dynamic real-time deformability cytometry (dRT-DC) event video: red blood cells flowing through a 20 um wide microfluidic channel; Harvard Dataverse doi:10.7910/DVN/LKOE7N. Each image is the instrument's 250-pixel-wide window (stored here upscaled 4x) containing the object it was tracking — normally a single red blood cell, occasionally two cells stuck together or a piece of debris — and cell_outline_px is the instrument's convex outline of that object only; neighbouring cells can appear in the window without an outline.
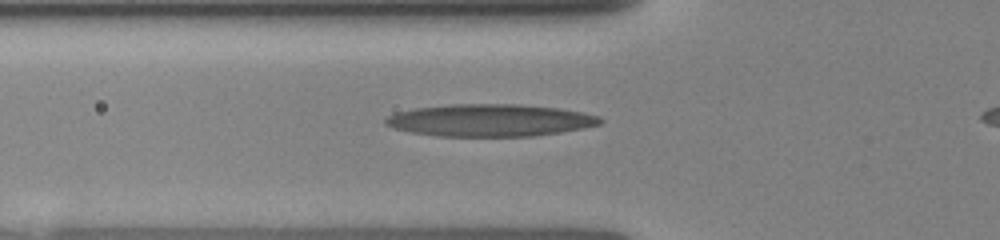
{"species": "human", "species_latin": "Homo sapiens", "temperature_condition": "room temperature", "stored_images_in_passage": 20, "camera_frame_rate_fps": 3000, "um_per_image_px": 0.085, "donor": {"sex": "female"}, "frame": {"image": 1, "passage_image": 2, "time_ms": 0.333, "image_size_px": [1000, 240], "cell_outline_px": [[604, 120], [600, 124], [584, 128], [560, 132], [532, 136], [436, 136], [412, 132], [396, 128], [384, 124], [384, 120], [388, 116], [396, 112], [416, 108], [452, 104], [520, 104], [556, 108], [580, 112], [600, 116]], "centroid_in_image_um": [41.66, 10.22], "position_along_channel_um": 84.1, "area_um2": 40.17}}
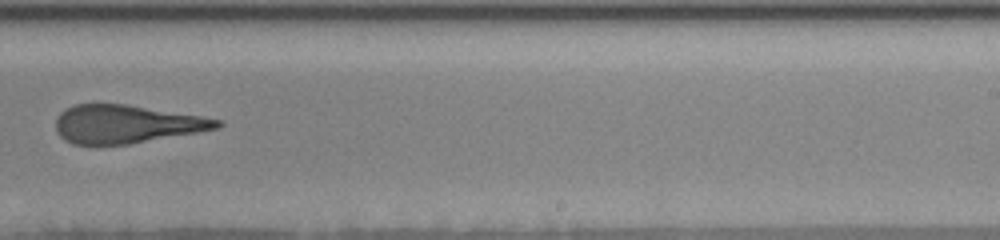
{"frame": {"image": 2, "passage_image": 10, "time_ms": 5.0, "image_size_px": [1000, 240], "cell_outline_px": [[224, 124], [220, 128], [128, 144], [96, 148], [72, 144], [64, 140], [56, 132], [56, 116], [60, 112], [76, 104], [124, 104], [200, 116], [220, 120]], "centroid_in_image_um": [10.65, 10.59], "position_along_channel_um": 278.3, "area_um2": 36.36}}
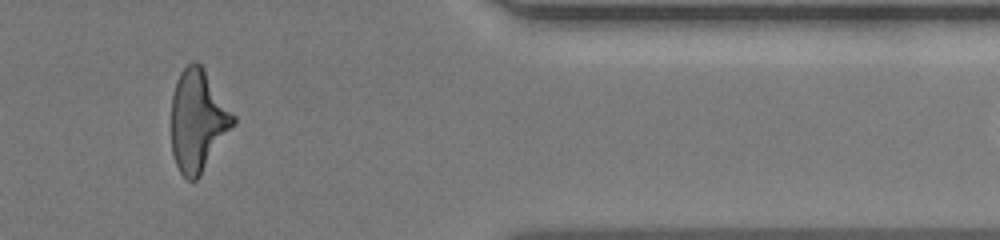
{"frame": {"image": 3, "passage_image": 16, "time_ms": 8.333, "image_size_px": [1000, 240], "cell_outline_px": [[236, 124], [200, 176], [196, 180], [188, 180], [180, 172], [176, 164], [172, 152], [172, 96], [180, 72], [192, 60], [196, 60], [204, 68], [236, 116]], "centroid_in_image_um": [16.85, 10.25], "position_along_channel_um": 394.6, "area_um2": 36.88}}